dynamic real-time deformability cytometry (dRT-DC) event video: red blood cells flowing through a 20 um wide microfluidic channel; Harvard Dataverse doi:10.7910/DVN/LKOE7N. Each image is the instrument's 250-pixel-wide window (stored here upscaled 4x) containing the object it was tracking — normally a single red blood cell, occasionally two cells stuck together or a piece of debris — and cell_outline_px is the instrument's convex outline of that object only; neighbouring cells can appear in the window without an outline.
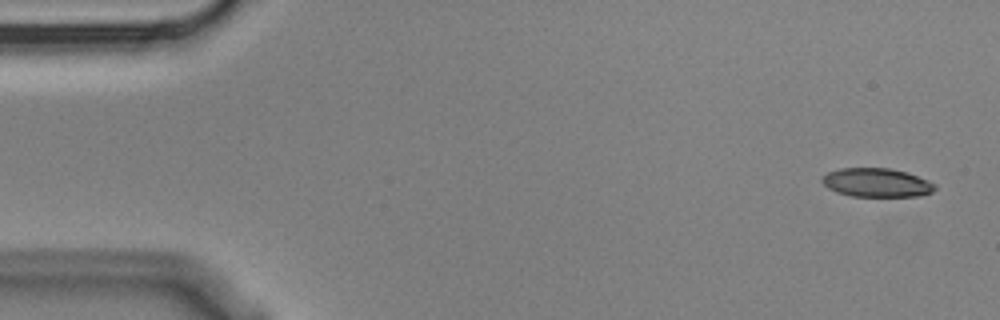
{"species": "Egyptian fruit bat (a non-hibernating species)", "species_latin": "Rousettus aegyptiacus", "temperature_condition": "cold", "stored_images_in_passage": 4, "camera_frame_rate_fps": 3000, "um_per_image_px": 0.085, "animal": {"sex": "male"}, "frame": {"image": 1, "passage_image": 1, "time_ms": 0.0, "image_size_px": [1000, 320], "cell_outline_px": [[936, 188], [932, 192], [920, 196], [852, 196], [836, 192], [828, 188], [820, 180], [828, 172], [840, 168], [888, 168], [908, 172], [928, 180], [936, 184]], "centroid_in_image_um": [74.53, 15.52], "position_along_channel_um": 10.5, "area_um2": 18.96}}
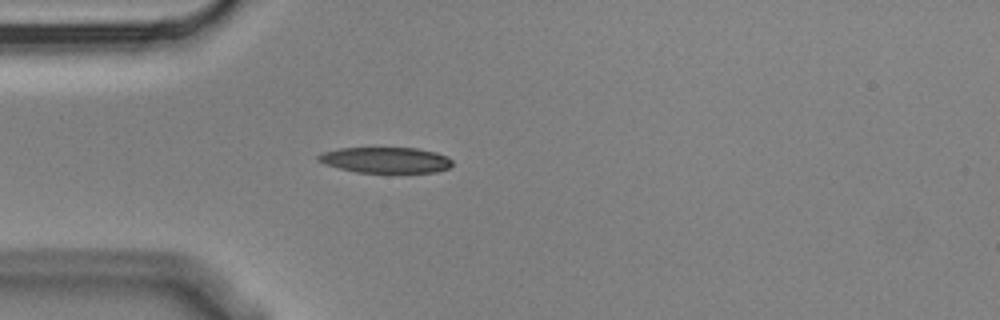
{"frame": {"image": 2, "passage_image": 4, "time_ms": 1.0, "image_size_px": [1000, 320], "cell_outline_px": [[452, 164], [448, 168], [436, 172], [356, 172], [324, 164], [316, 160], [316, 156], [324, 152], [340, 148], [416, 148], [436, 152], [448, 156], [452, 160]], "centroid_in_image_um": [32.78, 13.6], "position_along_channel_um": 52.2, "area_um2": 20.06}}